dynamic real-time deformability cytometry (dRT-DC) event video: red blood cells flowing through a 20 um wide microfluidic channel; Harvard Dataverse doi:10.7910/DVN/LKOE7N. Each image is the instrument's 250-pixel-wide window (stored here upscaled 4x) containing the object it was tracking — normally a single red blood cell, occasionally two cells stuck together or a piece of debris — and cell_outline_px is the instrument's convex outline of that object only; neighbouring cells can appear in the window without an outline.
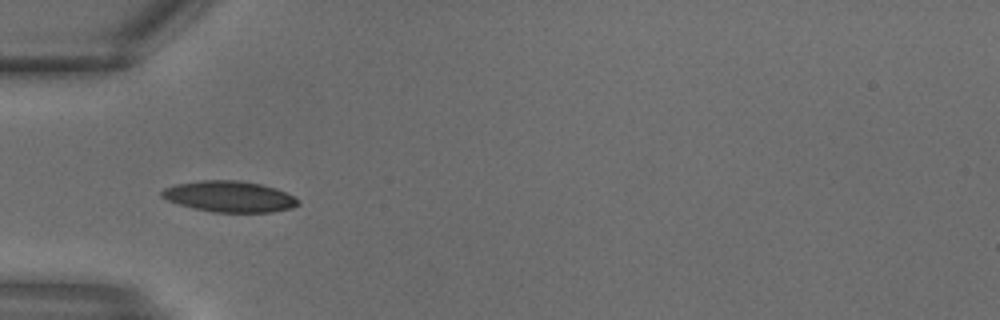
{"species": "common noctule bat (a hibernating species)", "species_latin": "Nyctalus noctula", "temperature_condition": "warm", "stored_images_in_passage": 29, "camera_frame_rate_fps": 3000, "um_per_image_px": 0.085, "animal": {"sex": "male", "body_mass_g": 18.8}, "frame": {"image": 1, "passage_image": 9, "time_ms": 2.667, "image_size_px": [1000, 320], "cell_outline_px": [[300, 204], [292, 208], [272, 212], [212, 212], [192, 208], [168, 200], [160, 196], [160, 192], [164, 188], [176, 184], [200, 180], [240, 180], [260, 184], [276, 188], [300, 200]], "centroid_in_image_um": [19.5, 16.7], "position_along_channel_um": 65.5, "area_um2": 24.68}}
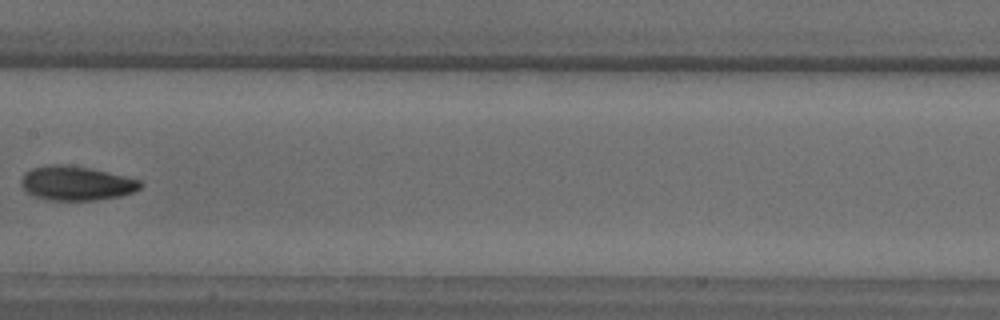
{"frame": {"image": 2, "passage_image": 15, "time_ms": 4.667, "image_size_px": [1000, 320], "cell_outline_px": [[144, 184], [140, 188], [132, 192], [120, 196], [96, 200], [48, 200], [36, 196], [28, 192], [20, 184], [20, 180], [24, 172], [32, 168], [48, 164], [60, 164], [92, 168], [140, 180]], "centroid_in_image_um": [6.47, 15.57], "position_along_channel_um": 200.9, "area_um2": 23.81}}
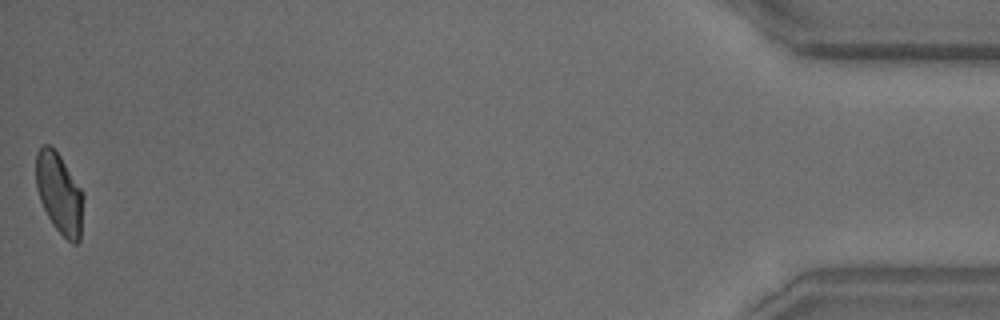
{"frame": {"image": 3, "passage_image": 29, "time_ms": 9.333, "image_size_px": [1000, 320], "cell_outline_px": [[84, 196], [80, 240], [76, 244], [72, 244], [52, 224], [40, 200], [36, 188], [36, 152], [44, 144], [48, 144], [60, 156], [80, 188]], "centroid_in_image_um": [5.04, 16.46], "position_along_channel_um": 430.2, "area_um2": 22.02}}